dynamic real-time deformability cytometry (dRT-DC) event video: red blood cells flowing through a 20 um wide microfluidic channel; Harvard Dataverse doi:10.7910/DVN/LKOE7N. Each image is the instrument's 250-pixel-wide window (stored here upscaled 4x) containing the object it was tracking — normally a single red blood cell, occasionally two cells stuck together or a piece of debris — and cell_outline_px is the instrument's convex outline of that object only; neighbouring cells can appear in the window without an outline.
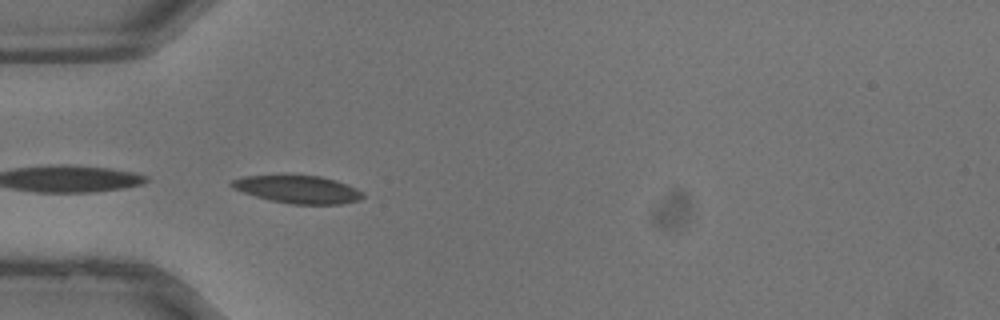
{"species": "common noctule bat (a hibernating species)", "species_latin": "Nyctalus noctula", "temperature_condition": "warm", "stored_images_in_passage": 12, "camera_frame_rate_fps": 3000, "um_per_image_px": 0.085, "animal": {"sex": "male", "body_mass_g": 13.3}, "frame": {"image": 1, "passage_image": 3, "time_ms": 0.667, "image_size_px": [1000, 320], "cell_outline_px": [[364, 196], [360, 200], [344, 204], [292, 204], [272, 200], [256, 196], [232, 188], [228, 184], [232, 180], [244, 176], [320, 176], [336, 180], [348, 184], [364, 192]], "centroid_in_image_um": [25.38, 16.1], "position_along_channel_um": 59.6, "area_um2": 21.04}}
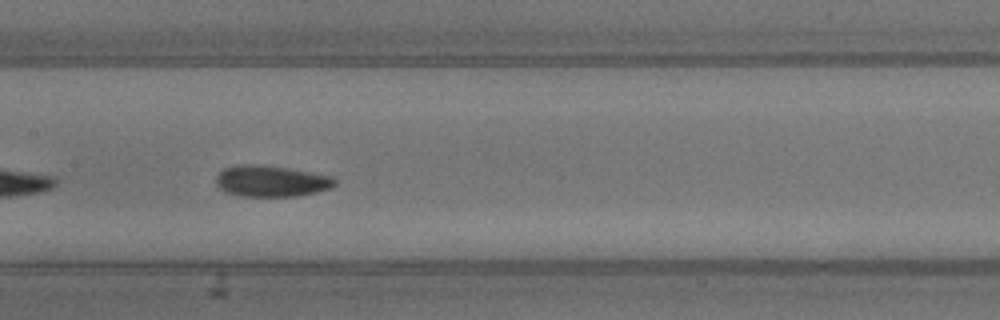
{"frame": {"image": 2, "passage_image": 10, "time_ms": 3.0, "image_size_px": [1000, 320], "cell_outline_px": [[336, 184], [332, 188], [316, 192], [296, 196], [240, 196], [224, 192], [216, 184], [216, 176], [224, 168], [240, 164], [260, 164], [332, 176], [336, 180]], "centroid_in_image_um": [23.03, 15.4], "position_along_channel_um": 184.4, "area_um2": 21.56}}